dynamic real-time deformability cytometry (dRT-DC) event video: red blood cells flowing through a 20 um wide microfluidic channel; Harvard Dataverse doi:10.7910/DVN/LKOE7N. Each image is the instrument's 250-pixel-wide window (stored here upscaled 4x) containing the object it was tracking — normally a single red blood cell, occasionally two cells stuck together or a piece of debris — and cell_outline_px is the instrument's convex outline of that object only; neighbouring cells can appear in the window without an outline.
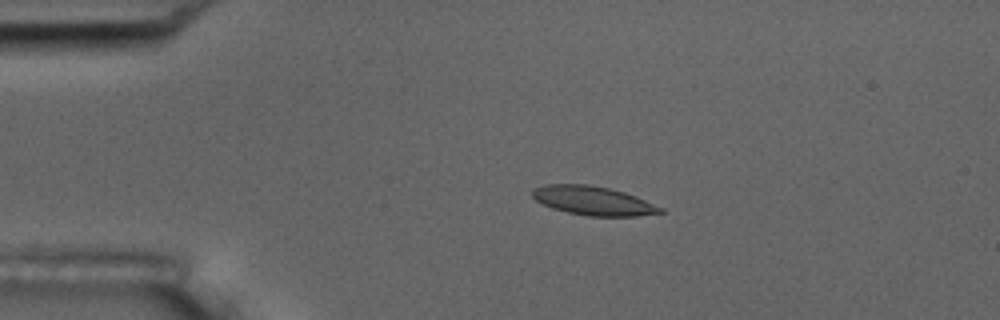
{"species": "common noctule bat (a hibernating species)", "species_latin": "Nyctalus noctula", "temperature_condition": "room temperature", "stored_images_in_passage": 4, "camera_frame_rate_fps": 3000, "um_per_image_px": 0.085, "animal": {"sex": "male", "body_mass_g": 17.5, "forearm_length_mm": 52.3}, "frame": {"image": 1, "passage_image": 3, "time_ms": 2.333, "image_size_px": [1000, 320], "cell_outline_px": [[664, 212], [636, 216], [588, 216], [568, 212], [552, 208], [536, 200], [532, 196], [532, 188], [544, 184], [588, 184], [608, 188], [624, 192], [636, 196], [664, 208]], "centroid_in_image_um": [50.41, 17.05], "position_along_channel_um": 34.6, "area_um2": 21.56}}